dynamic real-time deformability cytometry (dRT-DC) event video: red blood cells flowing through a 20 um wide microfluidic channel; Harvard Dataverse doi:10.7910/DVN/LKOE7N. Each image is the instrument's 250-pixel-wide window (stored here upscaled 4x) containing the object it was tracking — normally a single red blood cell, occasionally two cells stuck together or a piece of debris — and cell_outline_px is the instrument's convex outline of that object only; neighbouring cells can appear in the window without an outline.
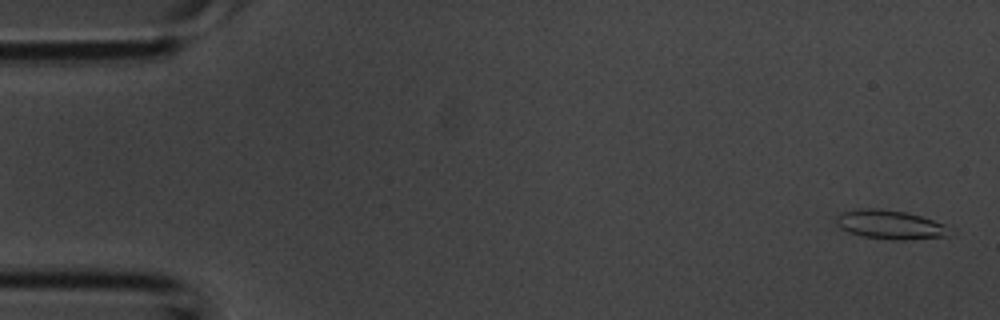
{"species": "common noctule bat (a hibernating species)", "species_latin": "Nyctalus noctula", "temperature_condition": "room temperature", "stored_images_in_passage": 41, "camera_frame_rate_fps": 3000, "um_per_image_px": 0.085, "animal": {"sex": "male", "body_mass_g": 20.1, "forearm_length_mm": 53.5}, "frame": {"image": 1, "passage_image": 1, "time_ms": 0.0, "image_size_px": [1000, 320], "cell_outline_px": [[948, 236], [908, 240], [892, 240], [864, 236], [848, 232], [840, 228], [836, 224], [836, 216], [844, 212], [864, 208], [880, 208], [904, 212], [920, 216], [944, 224]], "centroid_in_image_um": [75.6, 19.1], "position_along_channel_um": 9.4, "area_um2": 18.84}}
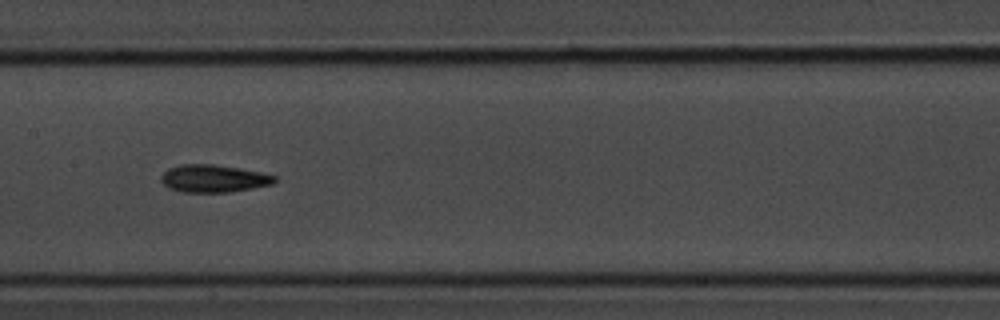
{"frame": {"image": 2, "passage_image": 20, "time_ms": 6.333, "image_size_px": [1000, 320], "cell_outline_px": [[276, 180], [272, 184], [252, 188], [228, 192], [184, 192], [168, 188], [160, 180], [160, 176], [168, 168], [180, 164], [212, 164], [260, 172], [276, 176]], "centroid_in_image_um": [18.11, 15.17], "position_along_channel_um": 189.3, "area_um2": 18.09}}
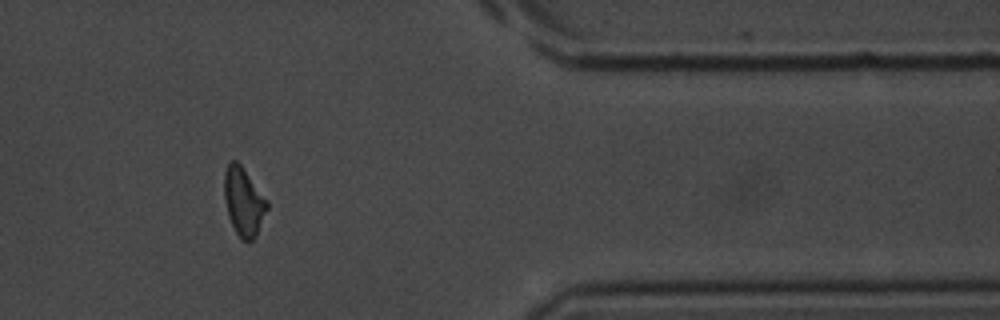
{"frame": {"image": 3, "passage_image": 34, "time_ms": 11.0, "image_size_px": [1000, 320], "cell_outline_px": [[268, 208], [256, 236], [248, 244], [240, 240], [228, 216], [224, 200], [224, 172], [228, 164], [232, 160], [236, 160], [240, 164], [268, 200]], "centroid_in_image_um": [20.71, 17.17], "position_along_channel_um": 390.7, "area_um2": 17.22}}